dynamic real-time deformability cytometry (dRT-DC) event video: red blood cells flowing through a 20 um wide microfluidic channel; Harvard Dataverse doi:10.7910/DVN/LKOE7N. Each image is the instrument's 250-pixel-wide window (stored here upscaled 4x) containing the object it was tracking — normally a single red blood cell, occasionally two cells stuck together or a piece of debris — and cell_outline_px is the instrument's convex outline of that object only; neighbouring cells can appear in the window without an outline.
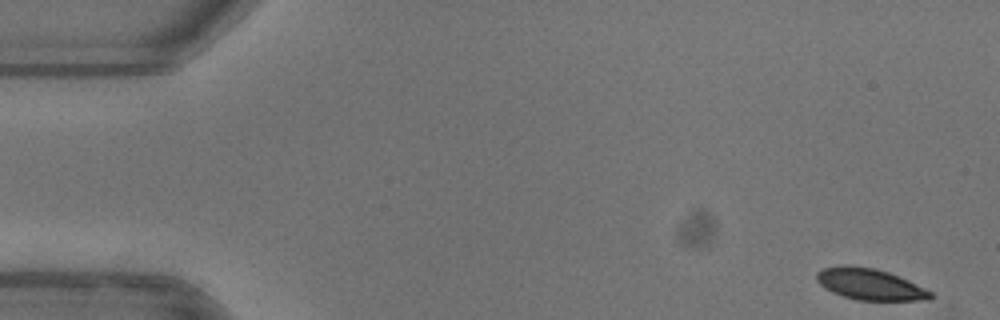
{"species": "common noctule bat (a hibernating species)", "species_latin": "Nyctalus noctula", "temperature_condition": "warm", "stored_images_in_passage": 51, "camera_frame_rate_fps": 3000, "um_per_image_px": 0.085, "animal": {"sex": "female"}, "frame": {"image": 1, "passage_image": 1, "time_ms": 0.0, "image_size_px": [1000, 320], "cell_outline_px": [[936, 296], [932, 300], [856, 300], [832, 292], [824, 288], [816, 280], [816, 272], [824, 268], [844, 264], [848, 264], [876, 268], [888, 272], [908, 280], [932, 292]], "centroid_in_image_um": [73.94, 24.15], "position_along_channel_um": 11.1, "area_um2": 20.98}}
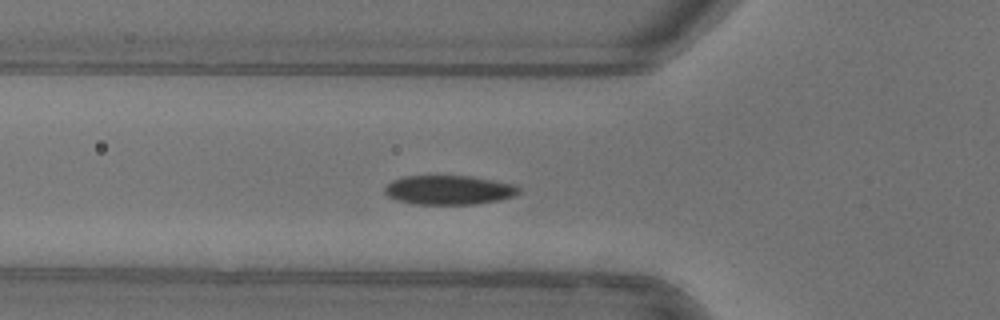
{"frame": {"image": 2, "passage_image": 17, "time_ms": 5.333, "image_size_px": [1000, 320], "cell_outline_px": [[520, 192], [516, 196], [500, 200], [476, 204], [416, 204], [396, 200], [388, 196], [384, 192], [384, 188], [392, 180], [404, 176], [472, 176], [516, 184], [520, 188]], "centroid_in_image_um": [38.2, 16.15], "position_along_channel_um": 87.6, "area_um2": 23.06}}
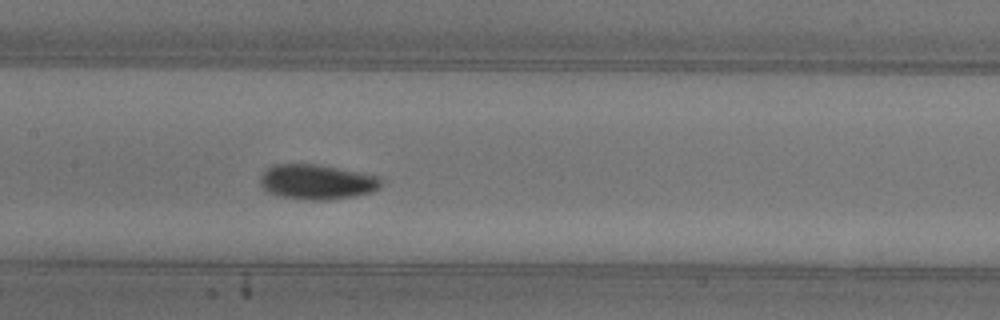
{"frame": {"image": 3, "passage_image": 24, "time_ms": 7.667, "image_size_px": [1000, 320], "cell_outline_px": [[380, 188], [372, 192], [352, 196], [328, 200], [308, 200], [276, 196], [268, 192], [260, 184], [260, 176], [268, 168], [276, 164], [316, 164], [360, 172], [380, 176]], "centroid_in_image_um": [26.92, 15.47], "position_along_channel_um": 180.5, "area_um2": 24.62}, "authors_computed_cell_mechanics": {"area_um2": 22.831, "velocity_mm_per_s": 3.9466, "shape_relaxation_time_tau1_ms": 3.1072, "shape_relaxation_time_tau2_ms": null, "deformation_change_tau1": 0.1175, "deformation_change_tau2": null}}